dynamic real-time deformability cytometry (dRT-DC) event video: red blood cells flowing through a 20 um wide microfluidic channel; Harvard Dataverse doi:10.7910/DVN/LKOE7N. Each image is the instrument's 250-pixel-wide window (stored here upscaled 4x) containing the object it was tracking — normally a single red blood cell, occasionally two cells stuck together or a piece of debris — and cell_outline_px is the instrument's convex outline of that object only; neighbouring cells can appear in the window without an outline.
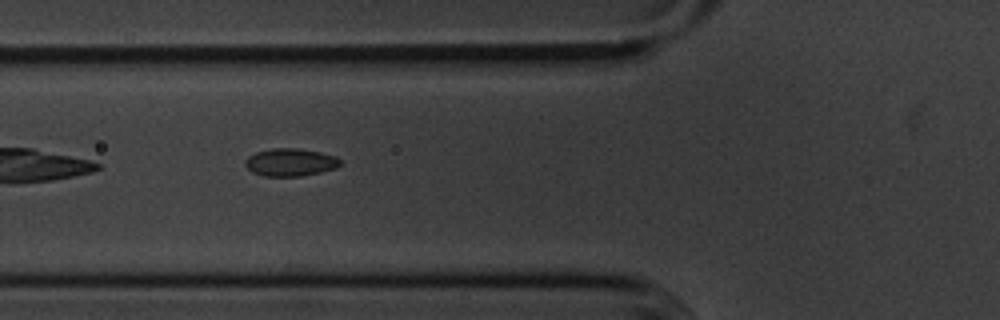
{"species": "common noctule bat (a hibernating species)", "species_latin": "Nyctalus noctula", "temperature_condition": "cold", "stored_images_in_passage": 32, "camera_frame_rate_fps": 3000, "um_per_image_px": 0.085, "animal": {"sex": "male", "body_mass_g": 20.1, "forearm_length_mm": 53.5}, "frame": {"image": 1, "passage_image": 5, "time_ms": 1.333, "image_size_px": [1000, 320], "cell_outline_px": [[340, 164], [336, 168], [320, 172], [300, 176], [264, 176], [252, 172], [244, 164], [244, 160], [248, 156], [256, 152], [272, 148], [296, 148], [320, 152], [336, 156], [340, 160]], "centroid_in_image_um": [24.66, 13.79], "position_along_channel_um": 101.1, "area_um2": 15.32}}
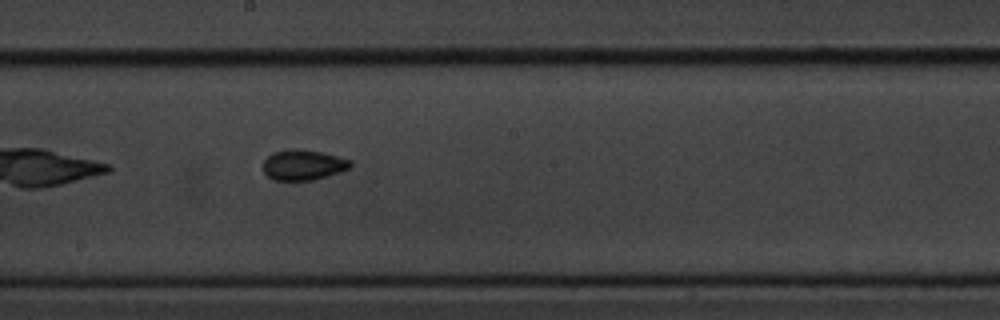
{"frame": {"image": 2, "passage_image": 15, "time_ms": 4.667, "image_size_px": [1000, 320], "cell_outline_px": [[352, 164], [348, 168], [340, 172], [328, 176], [312, 180], [272, 180], [264, 172], [264, 160], [272, 152], [288, 148], [296, 148], [320, 152], [352, 160]], "centroid_in_image_um": [25.75, 14.01], "position_along_channel_um": 222.4, "area_um2": 15.49}}
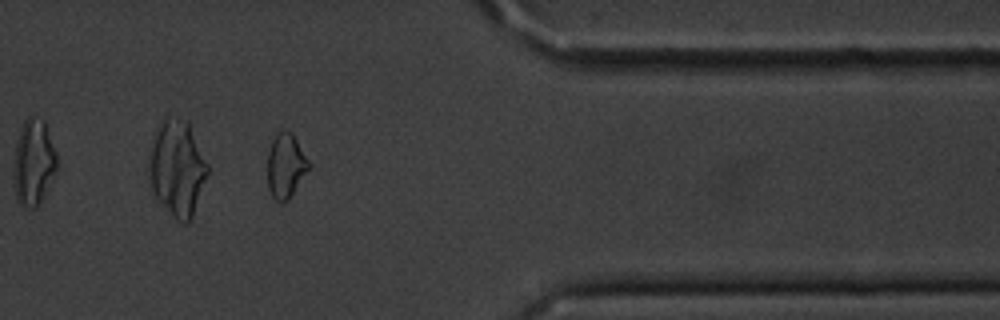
{"frame": {"image": 3, "passage_image": 30, "time_ms": 9.667, "image_size_px": [1000, 320], "cell_outline_px": [[312, 164], [288, 200], [276, 200], [272, 196], [268, 188], [268, 152], [272, 140], [284, 128], [292, 132]], "centroid_in_image_um": [24.31, 14.05], "position_along_channel_um": 387.1, "area_um2": 15.43}, "authors_computed_cell_mechanics": {"area_um2": 15.2303, "velocity_mm_per_s": 3.6291, "shape_relaxation_time_tau1_ms": 4.6152, "shape_relaxation_time_tau2_ms": 2.4019, "deformation_change_tau1": 0.063, "deformation_change_tau2": 0.0734}}